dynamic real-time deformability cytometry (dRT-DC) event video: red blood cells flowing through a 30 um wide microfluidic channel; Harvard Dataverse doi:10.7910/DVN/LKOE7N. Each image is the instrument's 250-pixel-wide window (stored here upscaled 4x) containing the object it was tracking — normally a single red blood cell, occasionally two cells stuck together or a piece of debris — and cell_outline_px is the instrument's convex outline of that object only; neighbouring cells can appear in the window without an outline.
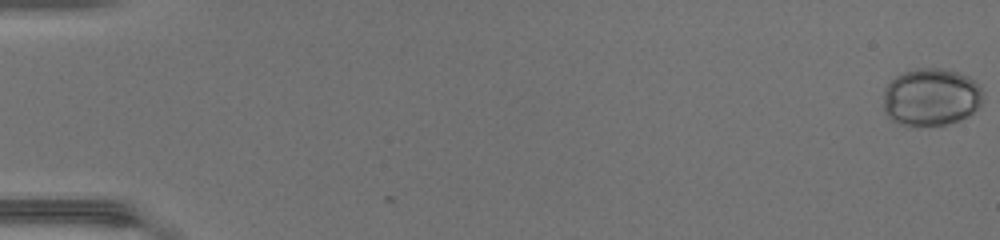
{"species": "common noctule bat (a hibernating species)", "species_latin": "Nyctalus noctula", "temperature_condition": "warm", "stored_images_in_passage": 49, "camera_frame_rate_fps": 3000, "um_per_image_px": 0.085, "animal": {"sex": "female", "body_mass_g": 17.0, "forearm_length_mm": 48.0}, "frame": {"image": 1, "passage_image": 1, "time_ms": 0.0, "image_size_px": [1000, 240], "cell_outline_px": [[984, 100], [980, 108], [968, 116], [944, 124], [900, 124], [892, 120], [884, 112], [884, 88], [896, 76], [904, 72], [916, 68], [940, 68], [956, 72], [968, 76], [980, 84], [984, 92]], "centroid_in_image_um": [79.19, 8.23], "position_along_channel_um": 5.8, "area_um2": 33.47}}
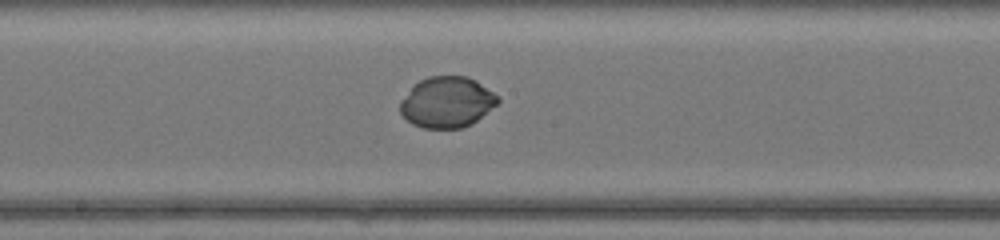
{"frame": {"image": 2, "passage_image": 28, "time_ms": 9.0, "image_size_px": [1000, 240], "cell_outline_px": [[500, 100], [496, 104], [472, 124], [464, 128], [424, 128], [412, 124], [400, 112], [400, 100], [420, 80], [428, 76], [468, 76], [476, 80], [500, 96]], "centroid_in_image_um": [38.01, 8.68], "position_along_channel_um": 210.2, "area_um2": 28.9}}
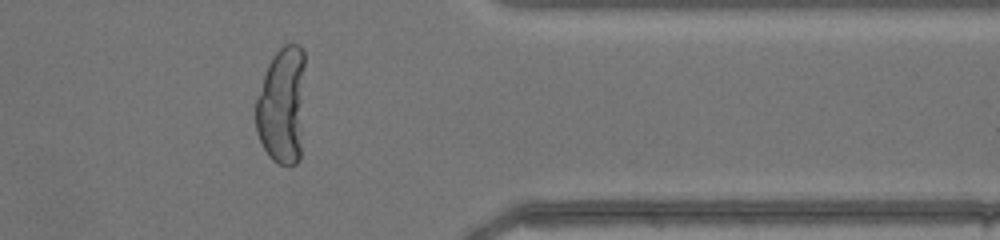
{"frame": {"image": 3, "passage_image": 41, "time_ms": 13.333, "image_size_px": [1000, 240], "cell_outline_px": [[304, 64], [300, 160], [296, 164], [280, 164], [272, 160], [268, 156], [256, 132], [256, 100], [268, 64], [272, 56], [284, 44], [300, 44], [304, 48]], "centroid_in_image_um": [23.97, 8.95], "position_along_channel_um": 387.4, "area_um2": 33.7}}